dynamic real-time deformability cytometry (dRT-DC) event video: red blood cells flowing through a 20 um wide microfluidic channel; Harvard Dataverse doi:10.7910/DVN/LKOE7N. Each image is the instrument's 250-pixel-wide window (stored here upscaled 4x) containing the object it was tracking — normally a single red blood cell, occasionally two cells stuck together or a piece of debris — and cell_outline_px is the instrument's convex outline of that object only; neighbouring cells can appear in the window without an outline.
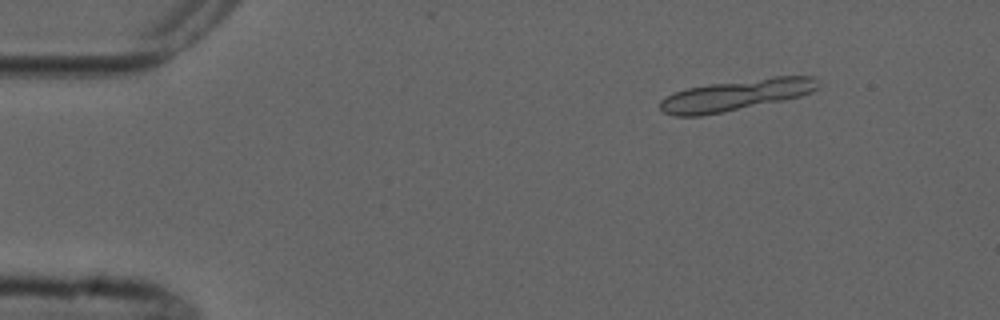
{"species": "common noctule bat (a hibernating species)", "species_latin": "Nyctalus noctula", "temperature_condition": "cold", "stored_images_in_passage": 5, "camera_frame_rate_fps": 3000, "um_per_image_px": 0.085, "animal": {"sex": "male", "forearm_length_mm": 52.5}, "frame": {"image": 1, "passage_image": 2, "time_ms": 1.0, "image_size_px": [1000, 320], "cell_outline_px": [[820, 88], [812, 92], [800, 96], [784, 100], [700, 116], [672, 116], [664, 112], [660, 108], [660, 100], [676, 92], [688, 88], [712, 84], [776, 76], [812, 76], [820, 84]], "centroid_in_image_um": [62.59, 8.08], "position_along_channel_um": 22.4, "area_um2": 28.26}}